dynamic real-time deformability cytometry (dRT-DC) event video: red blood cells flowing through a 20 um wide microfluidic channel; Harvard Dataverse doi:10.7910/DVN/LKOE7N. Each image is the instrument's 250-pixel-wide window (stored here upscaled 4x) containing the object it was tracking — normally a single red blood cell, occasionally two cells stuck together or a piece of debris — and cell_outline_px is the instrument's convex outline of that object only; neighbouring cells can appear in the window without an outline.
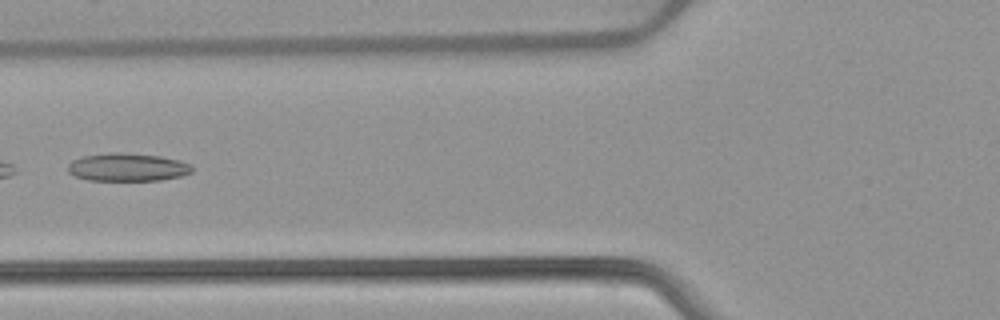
{"species": "common noctule bat (a hibernating species)", "species_latin": "Nyctalus noctula", "temperature_condition": "warm", "stored_images_in_passage": 5, "camera_frame_rate_fps": 3000, "um_per_image_px": 0.085, "animal": {"sex": "female", "body_mass_g": 22.7, "forearm_length_mm": 54.2}, "frame": {"image": 1, "passage_image": 5, "time_ms": 5.667, "image_size_px": [1000, 320], "cell_outline_px": [[192, 172], [180, 176], [160, 180], [88, 180], [76, 176], [68, 172], [68, 164], [72, 160], [84, 156], [108, 152], [116, 152], [160, 156], [180, 160], [192, 164]], "centroid_in_image_um": [10.84, 14.2], "position_along_channel_um": 115.0, "area_um2": 20.23}}